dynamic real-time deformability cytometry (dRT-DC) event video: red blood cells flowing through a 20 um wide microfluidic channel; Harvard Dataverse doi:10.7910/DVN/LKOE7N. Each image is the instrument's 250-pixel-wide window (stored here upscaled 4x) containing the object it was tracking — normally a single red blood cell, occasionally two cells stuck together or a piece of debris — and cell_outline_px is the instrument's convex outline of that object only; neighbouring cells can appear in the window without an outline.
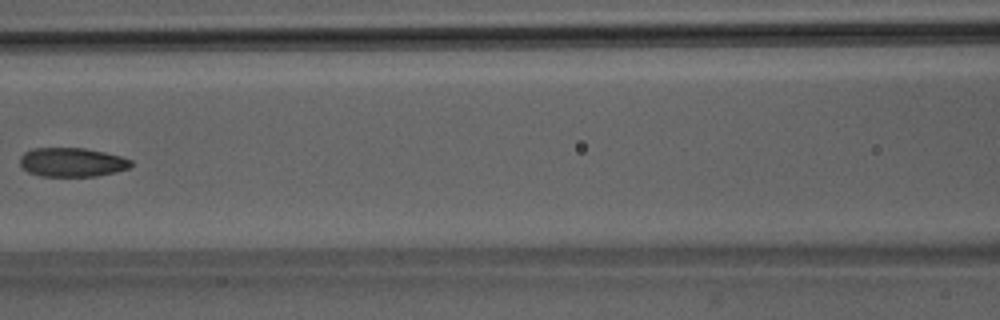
{"species": "Egyptian fruit bat (a non-hibernating species)", "species_latin": "Rousettus aegyptiacus", "temperature_condition": "room temperature", "stored_images_in_passage": 9, "camera_frame_rate_fps": 3000, "um_per_image_px": 0.085, "animal": {"sex": "male"}, "frame": {"image": 1, "passage_image": 7, "time_ms": 7.0, "image_size_px": [1000, 320], "cell_outline_px": [[132, 164], [128, 168], [96, 176], [40, 176], [28, 172], [20, 164], [20, 156], [24, 152], [32, 148], [84, 148], [104, 152], [120, 156], [132, 160]], "centroid_in_image_um": [6.09, 13.78], "position_along_channel_um": 160.5, "area_um2": 18.67}}